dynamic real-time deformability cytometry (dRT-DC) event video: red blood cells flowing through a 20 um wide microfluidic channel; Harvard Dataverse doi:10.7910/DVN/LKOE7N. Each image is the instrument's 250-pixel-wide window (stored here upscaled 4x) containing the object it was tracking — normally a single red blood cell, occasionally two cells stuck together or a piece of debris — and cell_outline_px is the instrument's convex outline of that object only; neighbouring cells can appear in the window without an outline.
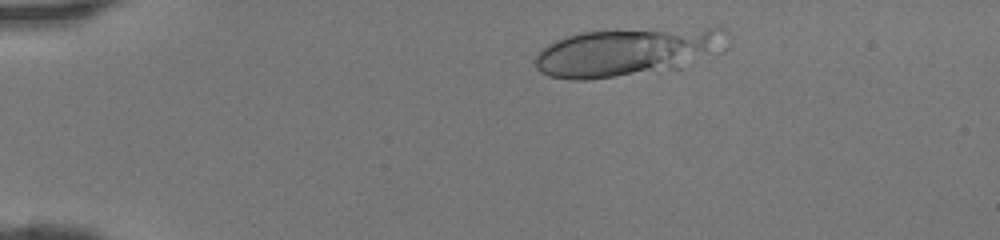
{"species": "human", "species_latin": "Homo sapiens", "temperature_condition": "room temperature", "stored_images_in_passage": 12, "camera_frame_rate_fps": 3000, "um_per_image_px": 0.085, "donor": {"sex": "female"}, "frame": {"image": 1, "passage_image": 4, "time_ms": 1.0, "image_size_px": [1000, 240], "cell_outline_px": [[728, 48], [724, 52], [680, 68], [584, 80], [568, 80], [548, 76], [540, 72], [536, 68], [532, 60], [548, 44], [564, 36], [580, 32], [708, 28], [724, 28]], "centroid_in_image_um": [53.35, 4.44], "position_along_channel_um": 31.7, "area_um2": 53.87}}
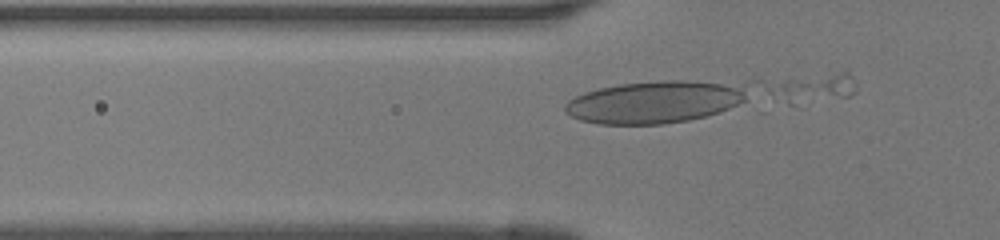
{"frame": {"image": 2, "passage_image": 11, "time_ms": 3.333, "image_size_px": [1000, 240], "cell_outline_px": [[808, 84], [792, 104], [664, 124], [600, 124], [580, 120], [564, 112], [564, 104], [568, 100], [584, 92], [600, 88], [620, 84], [668, 80], [792, 80]], "centroid_in_image_um": [57.75, 8.53], "position_along_channel_um": 68.1, "area_um2": 58.2}}